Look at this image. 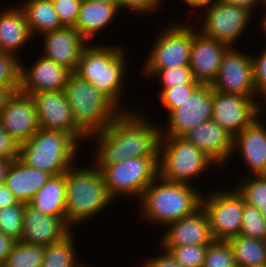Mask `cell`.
Here are the masks:
<instances>
[{"mask_svg": "<svg viewBox=\"0 0 266 267\" xmlns=\"http://www.w3.org/2000/svg\"><path fill=\"white\" fill-rule=\"evenodd\" d=\"M72 231L66 224V219L43 214L29 203L24 204L20 241L48 246L63 240Z\"/></svg>", "mask_w": 266, "mask_h": 267, "instance_id": "19", "label": "cell"}, {"mask_svg": "<svg viewBox=\"0 0 266 267\" xmlns=\"http://www.w3.org/2000/svg\"><path fill=\"white\" fill-rule=\"evenodd\" d=\"M42 56L74 72L88 41L74 27H62L43 34Z\"/></svg>", "mask_w": 266, "mask_h": 267, "instance_id": "21", "label": "cell"}, {"mask_svg": "<svg viewBox=\"0 0 266 267\" xmlns=\"http://www.w3.org/2000/svg\"><path fill=\"white\" fill-rule=\"evenodd\" d=\"M52 175L25 165L18 158L10 161L4 185L18 202L27 204Z\"/></svg>", "mask_w": 266, "mask_h": 267, "instance_id": "24", "label": "cell"}, {"mask_svg": "<svg viewBox=\"0 0 266 267\" xmlns=\"http://www.w3.org/2000/svg\"><path fill=\"white\" fill-rule=\"evenodd\" d=\"M159 247L210 244L214 241L209 217L202 206L193 214L168 224Z\"/></svg>", "mask_w": 266, "mask_h": 267, "instance_id": "20", "label": "cell"}, {"mask_svg": "<svg viewBox=\"0 0 266 267\" xmlns=\"http://www.w3.org/2000/svg\"><path fill=\"white\" fill-rule=\"evenodd\" d=\"M260 55H252L254 84L260 95L266 89V45Z\"/></svg>", "mask_w": 266, "mask_h": 267, "instance_id": "42", "label": "cell"}, {"mask_svg": "<svg viewBox=\"0 0 266 267\" xmlns=\"http://www.w3.org/2000/svg\"><path fill=\"white\" fill-rule=\"evenodd\" d=\"M135 110L121 111L105 129L88 138L97 142L92 165L110 166L134 157H158L162 125Z\"/></svg>", "mask_w": 266, "mask_h": 267, "instance_id": "1", "label": "cell"}, {"mask_svg": "<svg viewBox=\"0 0 266 267\" xmlns=\"http://www.w3.org/2000/svg\"><path fill=\"white\" fill-rule=\"evenodd\" d=\"M258 101V109H266V89L260 94ZM263 97V98H262ZM264 102H263V101ZM264 103V104H263ZM265 105V106H264Z\"/></svg>", "mask_w": 266, "mask_h": 267, "instance_id": "52", "label": "cell"}, {"mask_svg": "<svg viewBox=\"0 0 266 267\" xmlns=\"http://www.w3.org/2000/svg\"><path fill=\"white\" fill-rule=\"evenodd\" d=\"M240 235L266 241V218L252 205L244 204Z\"/></svg>", "mask_w": 266, "mask_h": 267, "instance_id": "34", "label": "cell"}, {"mask_svg": "<svg viewBox=\"0 0 266 267\" xmlns=\"http://www.w3.org/2000/svg\"><path fill=\"white\" fill-rule=\"evenodd\" d=\"M203 267H237L229 241L214 240L208 245Z\"/></svg>", "mask_w": 266, "mask_h": 267, "instance_id": "35", "label": "cell"}, {"mask_svg": "<svg viewBox=\"0 0 266 267\" xmlns=\"http://www.w3.org/2000/svg\"><path fill=\"white\" fill-rule=\"evenodd\" d=\"M18 203L13 193L4 184L0 185V209Z\"/></svg>", "mask_w": 266, "mask_h": 267, "instance_id": "46", "label": "cell"}, {"mask_svg": "<svg viewBox=\"0 0 266 267\" xmlns=\"http://www.w3.org/2000/svg\"><path fill=\"white\" fill-rule=\"evenodd\" d=\"M183 138L203 151L221 169L233 157V137L212 118L187 132Z\"/></svg>", "mask_w": 266, "mask_h": 267, "instance_id": "22", "label": "cell"}, {"mask_svg": "<svg viewBox=\"0 0 266 267\" xmlns=\"http://www.w3.org/2000/svg\"><path fill=\"white\" fill-rule=\"evenodd\" d=\"M19 91V88H9L0 86V114L5 107L8 99L13 95L14 92Z\"/></svg>", "mask_w": 266, "mask_h": 267, "instance_id": "48", "label": "cell"}, {"mask_svg": "<svg viewBox=\"0 0 266 267\" xmlns=\"http://www.w3.org/2000/svg\"><path fill=\"white\" fill-rule=\"evenodd\" d=\"M193 27L190 69L194 79L201 84H212L216 79L227 44L204 36Z\"/></svg>", "mask_w": 266, "mask_h": 267, "instance_id": "18", "label": "cell"}, {"mask_svg": "<svg viewBox=\"0 0 266 267\" xmlns=\"http://www.w3.org/2000/svg\"><path fill=\"white\" fill-rule=\"evenodd\" d=\"M29 95L35 104L40 129L69 133L80 143L88 140V137L74 123L71 106L66 99L64 90Z\"/></svg>", "mask_w": 266, "mask_h": 267, "instance_id": "14", "label": "cell"}, {"mask_svg": "<svg viewBox=\"0 0 266 267\" xmlns=\"http://www.w3.org/2000/svg\"><path fill=\"white\" fill-rule=\"evenodd\" d=\"M162 252L161 255H155L152 258L143 259V267H183L179 264L168 251L161 248Z\"/></svg>", "mask_w": 266, "mask_h": 267, "instance_id": "44", "label": "cell"}, {"mask_svg": "<svg viewBox=\"0 0 266 267\" xmlns=\"http://www.w3.org/2000/svg\"><path fill=\"white\" fill-rule=\"evenodd\" d=\"M32 39L26 15L19 5L8 6L0 12V52L19 58L16 53Z\"/></svg>", "mask_w": 266, "mask_h": 267, "instance_id": "25", "label": "cell"}, {"mask_svg": "<svg viewBox=\"0 0 266 267\" xmlns=\"http://www.w3.org/2000/svg\"><path fill=\"white\" fill-rule=\"evenodd\" d=\"M95 167L101 171L113 200L124 196L139 201L144 190L158 176V157H134L110 166Z\"/></svg>", "mask_w": 266, "mask_h": 267, "instance_id": "8", "label": "cell"}, {"mask_svg": "<svg viewBox=\"0 0 266 267\" xmlns=\"http://www.w3.org/2000/svg\"><path fill=\"white\" fill-rule=\"evenodd\" d=\"M75 125L89 138L105 129L121 110L92 83L73 72L64 88Z\"/></svg>", "mask_w": 266, "mask_h": 267, "instance_id": "6", "label": "cell"}, {"mask_svg": "<svg viewBox=\"0 0 266 267\" xmlns=\"http://www.w3.org/2000/svg\"><path fill=\"white\" fill-rule=\"evenodd\" d=\"M60 23L64 27H74L82 0H52Z\"/></svg>", "mask_w": 266, "mask_h": 267, "instance_id": "40", "label": "cell"}, {"mask_svg": "<svg viewBox=\"0 0 266 267\" xmlns=\"http://www.w3.org/2000/svg\"><path fill=\"white\" fill-rule=\"evenodd\" d=\"M194 187V184L167 181L158 175L139 200L141 218L149 224L166 227L193 214L201 207L203 193Z\"/></svg>", "mask_w": 266, "mask_h": 267, "instance_id": "3", "label": "cell"}, {"mask_svg": "<svg viewBox=\"0 0 266 267\" xmlns=\"http://www.w3.org/2000/svg\"><path fill=\"white\" fill-rule=\"evenodd\" d=\"M234 186L245 203L255 206L266 218V175L242 176Z\"/></svg>", "mask_w": 266, "mask_h": 267, "instance_id": "31", "label": "cell"}, {"mask_svg": "<svg viewBox=\"0 0 266 267\" xmlns=\"http://www.w3.org/2000/svg\"><path fill=\"white\" fill-rule=\"evenodd\" d=\"M164 26L156 36L143 70H161L174 66L189 67L194 23L177 21ZM183 23V24H182Z\"/></svg>", "mask_w": 266, "mask_h": 267, "instance_id": "9", "label": "cell"}, {"mask_svg": "<svg viewBox=\"0 0 266 267\" xmlns=\"http://www.w3.org/2000/svg\"><path fill=\"white\" fill-rule=\"evenodd\" d=\"M21 59L5 52H0V86L19 88Z\"/></svg>", "mask_w": 266, "mask_h": 267, "instance_id": "38", "label": "cell"}, {"mask_svg": "<svg viewBox=\"0 0 266 267\" xmlns=\"http://www.w3.org/2000/svg\"><path fill=\"white\" fill-rule=\"evenodd\" d=\"M209 244L189 245L180 247H160L183 267H203L206 251Z\"/></svg>", "mask_w": 266, "mask_h": 267, "instance_id": "37", "label": "cell"}, {"mask_svg": "<svg viewBox=\"0 0 266 267\" xmlns=\"http://www.w3.org/2000/svg\"><path fill=\"white\" fill-rule=\"evenodd\" d=\"M214 191L202 194L201 206L209 217L213 239L228 241L240 235L245 201L236 189Z\"/></svg>", "mask_w": 266, "mask_h": 267, "instance_id": "10", "label": "cell"}, {"mask_svg": "<svg viewBox=\"0 0 266 267\" xmlns=\"http://www.w3.org/2000/svg\"><path fill=\"white\" fill-rule=\"evenodd\" d=\"M24 215V203L10 205L0 209V231L20 241Z\"/></svg>", "mask_w": 266, "mask_h": 267, "instance_id": "36", "label": "cell"}, {"mask_svg": "<svg viewBox=\"0 0 266 267\" xmlns=\"http://www.w3.org/2000/svg\"><path fill=\"white\" fill-rule=\"evenodd\" d=\"M219 1L222 3H227V4H232V5L244 7L247 10H249L253 15H254L255 9L259 5L262 4V0H219Z\"/></svg>", "mask_w": 266, "mask_h": 267, "instance_id": "47", "label": "cell"}, {"mask_svg": "<svg viewBox=\"0 0 266 267\" xmlns=\"http://www.w3.org/2000/svg\"><path fill=\"white\" fill-rule=\"evenodd\" d=\"M16 240L0 231V264L2 265L11 252Z\"/></svg>", "mask_w": 266, "mask_h": 267, "instance_id": "45", "label": "cell"}, {"mask_svg": "<svg viewBox=\"0 0 266 267\" xmlns=\"http://www.w3.org/2000/svg\"><path fill=\"white\" fill-rule=\"evenodd\" d=\"M0 119L4 129L19 145L28 141L40 129L31 95L20 90L8 99Z\"/></svg>", "mask_w": 266, "mask_h": 267, "instance_id": "16", "label": "cell"}, {"mask_svg": "<svg viewBox=\"0 0 266 267\" xmlns=\"http://www.w3.org/2000/svg\"><path fill=\"white\" fill-rule=\"evenodd\" d=\"M77 167L76 163L66 171V224L71 229L84 225L114 202L99 169L94 165Z\"/></svg>", "mask_w": 266, "mask_h": 267, "instance_id": "4", "label": "cell"}, {"mask_svg": "<svg viewBox=\"0 0 266 267\" xmlns=\"http://www.w3.org/2000/svg\"><path fill=\"white\" fill-rule=\"evenodd\" d=\"M258 101L213 90L212 119L234 138L260 115Z\"/></svg>", "mask_w": 266, "mask_h": 267, "instance_id": "15", "label": "cell"}, {"mask_svg": "<svg viewBox=\"0 0 266 267\" xmlns=\"http://www.w3.org/2000/svg\"><path fill=\"white\" fill-rule=\"evenodd\" d=\"M237 267H266V241L238 235L228 240Z\"/></svg>", "mask_w": 266, "mask_h": 267, "instance_id": "29", "label": "cell"}, {"mask_svg": "<svg viewBox=\"0 0 266 267\" xmlns=\"http://www.w3.org/2000/svg\"><path fill=\"white\" fill-rule=\"evenodd\" d=\"M125 48L118 44H87L73 72L80 79L88 81L106 95L121 111H131L123 106L122 92L128 65ZM124 84V85H123ZM122 105V106H121ZM130 109V110H129Z\"/></svg>", "mask_w": 266, "mask_h": 267, "instance_id": "2", "label": "cell"}, {"mask_svg": "<svg viewBox=\"0 0 266 267\" xmlns=\"http://www.w3.org/2000/svg\"><path fill=\"white\" fill-rule=\"evenodd\" d=\"M87 264H85L84 262L79 266V267H86ZM88 267V265H87Z\"/></svg>", "mask_w": 266, "mask_h": 267, "instance_id": "56", "label": "cell"}, {"mask_svg": "<svg viewBox=\"0 0 266 267\" xmlns=\"http://www.w3.org/2000/svg\"><path fill=\"white\" fill-rule=\"evenodd\" d=\"M163 0H121V11L127 10L135 14H151L161 7Z\"/></svg>", "mask_w": 266, "mask_h": 267, "instance_id": "41", "label": "cell"}, {"mask_svg": "<svg viewBox=\"0 0 266 267\" xmlns=\"http://www.w3.org/2000/svg\"><path fill=\"white\" fill-rule=\"evenodd\" d=\"M199 85H185L160 89L159 99L164 109H167V114L179 108L181 104L189 97Z\"/></svg>", "mask_w": 266, "mask_h": 267, "instance_id": "39", "label": "cell"}, {"mask_svg": "<svg viewBox=\"0 0 266 267\" xmlns=\"http://www.w3.org/2000/svg\"><path fill=\"white\" fill-rule=\"evenodd\" d=\"M212 108L213 88L211 84H200L179 108L167 115V126L160 127V137H183L211 119Z\"/></svg>", "mask_w": 266, "mask_h": 267, "instance_id": "13", "label": "cell"}, {"mask_svg": "<svg viewBox=\"0 0 266 267\" xmlns=\"http://www.w3.org/2000/svg\"><path fill=\"white\" fill-rule=\"evenodd\" d=\"M265 112H266V109H259V114L261 117L264 115ZM262 113H263V115H262Z\"/></svg>", "mask_w": 266, "mask_h": 267, "instance_id": "54", "label": "cell"}, {"mask_svg": "<svg viewBox=\"0 0 266 267\" xmlns=\"http://www.w3.org/2000/svg\"><path fill=\"white\" fill-rule=\"evenodd\" d=\"M79 146L80 142L69 133L39 129L19 145L18 159L28 167L55 176L77 163Z\"/></svg>", "mask_w": 266, "mask_h": 267, "instance_id": "5", "label": "cell"}, {"mask_svg": "<svg viewBox=\"0 0 266 267\" xmlns=\"http://www.w3.org/2000/svg\"><path fill=\"white\" fill-rule=\"evenodd\" d=\"M25 15L32 37L62 28L52 0H25L19 5Z\"/></svg>", "mask_w": 266, "mask_h": 267, "instance_id": "28", "label": "cell"}, {"mask_svg": "<svg viewBox=\"0 0 266 267\" xmlns=\"http://www.w3.org/2000/svg\"><path fill=\"white\" fill-rule=\"evenodd\" d=\"M183 2L186 3V5H189V8H196L198 9H203L206 6L214 4L217 0H182Z\"/></svg>", "mask_w": 266, "mask_h": 267, "instance_id": "49", "label": "cell"}, {"mask_svg": "<svg viewBox=\"0 0 266 267\" xmlns=\"http://www.w3.org/2000/svg\"><path fill=\"white\" fill-rule=\"evenodd\" d=\"M142 75L146 77H156L159 79L160 89L179 87L185 85H200L201 83L194 79L190 67H171L161 70H142Z\"/></svg>", "mask_w": 266, "mask_h": 267, "instance_id": "33", "label": "cell"}, {"mask_svg": "<svg viewBox=\"0 0 266 267\" xmlns=\"http://www.w3.org/2000/svg\"><path fill=\"white\" fill-rule=\"evenodd\" d=\"M9 164L10 161H0V185L4 184Z\"/></svg>", "mask_w": 266, "mask_h": 267, "instance_id": "50", "label": "cell"}, {"mask_svg": "<svg viewBox=\"0 0 266 267\" xmlns=\"http://www.w3.org/2000/svg\"><path fill=\"white\" fill-rule=\"evenodd\" d=\"M119 12L120 8L116 5L82 0L74 28L89 41L108 28L106 26L113 22Z\"/></svg>", "mask_w": 266, "mask_h": 267, "instance_id": "26", "label": "cell"}, {"mask_svg": "<svg viewBox=\"0 0 266 267\" xmlns=\"http://www.w3.org/2000/svg\"><path fill=\"white\" fill-rule=\"evenodd\" d=\"M199 12L198 14L205 15L201 16L204 18L198 31L208 38L227 44L229 47L237 45L238 39L241 38L242 33L250 25L249 23L253 16L244 7L222 3L219 0Z\"/></svg>", "mask_w": 266, "mask_h": 267, "instance_id": "11", "label": "cell"}, {"mask_svg": "<svg viewBox=\"0 0 266 267\" xmlns=\"http://www.w3.org/2000/svg\"><path fill=\"white\" fill-rule=\"evenodd\" d=\"M255 118L246 128L233 138V152L240 151L248 175H266V124Z\"/></svg>", "mask_w": 266, "mask_h": 267, "instance_id": "23", "label": "cell"}, {"mask_svg": "<svg viewBox=\"0 0 266 267\" xmlns=\"http://www.w3.org/2000/svg\"><path fill=\"white\" fill-rule=\"evenodd\" d=\"M19 144L4 129L0 119V161L18 158Z\"/></svg>", "mask_w": 266, "mask_h": 267, "instance_id": "43", "label": "cell"}, {"mask_svg": "<svg viewBox=\"0 0 266 267\" xmlns=\"http://www.w3.org/2000/svg\"><path fill=\"white\" fill-rule=\"evenodd\" d=\"M218 165L183 137H160L158 175L167 181L192 185L194 178ZM208 169V170H207Z\"/></svg>", "mask_w": 266, "mask_h": 267, "instance_id": "7", "label": "cell"}, {"mask_svg": "<svg viewBox=\"0 0 266 267\" xmlns=\"http://www.w3.org/2000/svg\"><path fill=\"white\" fill-rule=\"evenodd\" d=\"M29 204L43 214L66 219V172L51 176Z\"/></svg>", "mask_w": 266, "mask_h": 267, "instance_id": "27", "label": "cell"}, {"mask_svg": "<svg viewBox=\"0 0 266 267\" xmlns=\"http://www.w3.org/2000/svg\"><path fill=\"white\" fill-rule=\"evenodd\" d=\"M230 47L223 55L216 79L212 82L213 90L250 98H260L256 91L251 54Z\"/></svg>", "mask_w": 266, "mask_h": 267, "instance_id": "12", "label": "cell"}, {"mask_svg": "<svg viewBox=\"0 0 266 267\" xmlns=\"http://www.w3.org/2000/svg\"><path fill=\"white\" fill-rule=\"evenodd\" d=\"M263 8L266 6V0H262Z\"/></svg>", "mask_w": 266, "mask_h": 267, "instance_id": "55", "label": "cell"}, {"mask_svg": "<svg viewBox=\"0 0 266 267\" xmlns=\"http://www.w3.org/2000/svg\"><path fill=\"white\" fill-rule=\"evenodd\" d=\"M87 1L98 2V3H109L118 6L121 10V0H87Z\"/></svg>", "mask_w": 266, "mask_h": 267, "instance_id": "51", "label": "cell"}, {"mask_svg": "<svg viewBox=\"0 0 266 267\" xmlns=\"http://www.w3.org/2000/svg\"><path fill=\"white\" fill-rule=\"evenodd\" d=\"M265 10H266V8H264ZM261 18H263L260 22H261V31H262V29H263V33H264V36H266V11H265V13H264V15L263 16H261Z\"/></svg>", "mask_w": 266, "mask_h": 267, "instance_id": "53", "label": "cell"}, {"mask_svg": "<svg viewBox=\"0 0 266 267\" xmlns=\"http://www.w3.org/2000/svg\"><path fill=\"white\" fill-rule=\"evenodd\" d=\"M73 231L63 240L45 246L41 267H79L81 262L76 257V244Z\"/></svg>", "mask_w": 266, "mask_h": 267, "instance_id": "30", "label": "cell"}, {"mask_svg": "<svg viewBox=\"0 0 266 267\" xmlns=\"http://www.w3.org/2000/svg\"><path fill=\"white\" fill-rule=\"evenodd\" d=\"M20 61L19 90L25 94L64 90L69 75L66 67L56 64L42 55L30 67Z\"/></svg>", "mask_w": 266, "mask_h": 267, "instance_id": "17", "label": "cell"}, {"mask_svg": "<svg viewBox=\"0 0 266 267\" xmlns=\"http://www.w3.org/2000/svg\"><path fill=\"white\" fill-rule=\"evenodd\" d=\"M45 246L16 241L1 267H41Z\"/></svg>", "mask_w": 266, "mask_h": 267, "instance_id": "32", "label": "cell"}]
</instances>
